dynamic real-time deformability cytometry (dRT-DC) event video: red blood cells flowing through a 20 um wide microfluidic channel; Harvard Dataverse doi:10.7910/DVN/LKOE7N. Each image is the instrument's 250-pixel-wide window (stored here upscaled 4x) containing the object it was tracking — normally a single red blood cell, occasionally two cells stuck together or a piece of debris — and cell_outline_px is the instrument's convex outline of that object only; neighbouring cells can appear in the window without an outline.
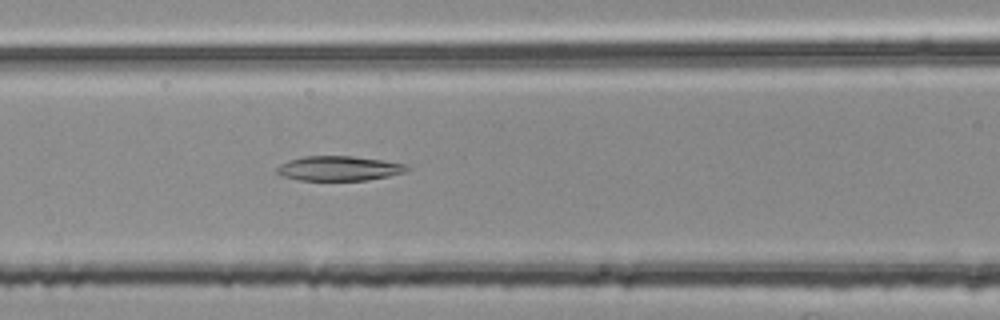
{"species": "common noctule bat (a hibernating species)", "species_latin": "Nyctalus noctula", "temperature_condition": "room temperature", "stored_images_in_passage": 43, "camera_frame_rate_fps": 3000, "um_per_image_px": 0.085, "animal": {"sex": "female", "body_mass_g": 25.1}, "frame": {"image": 1, "passage_image": 12, "time_ms": 3.667, "image_size_px": [1000, 320], "cell_outline_px": [[412, 168], [404, 172], [388, 176], [368, 180], [300, 180], [280, 176], [276, 172], [276, 168], [280, 164], [288, 160], [304, 156], [352, 156], [408, 164]], "centroid_in_image_um": [28.8, 14.31], "position_along_channel_um": 137.8, "area_um2": 18.79}}
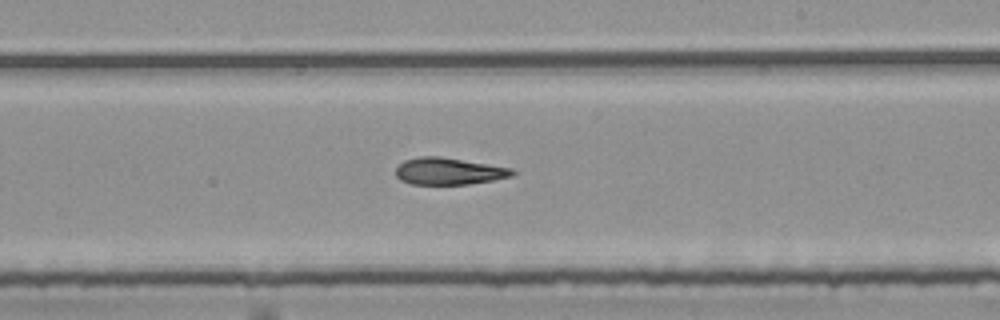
{"frame": {"image": 2, "passage_image": 21, "time_ms": 6.667, "image_size_px": [1000, 320], "cell_outline_px": [[516, 172], [512, 176], [492, 180], [468, 184], [412, 184], [400, 180], [396, 176], [396, 168], [404, 160], [420, 156], [440, 156], [512, 168]], "centroid_in_image_um": [38.13, 14.55], "position_along_channel_um": 250.9, "area_um2": 18.21}}
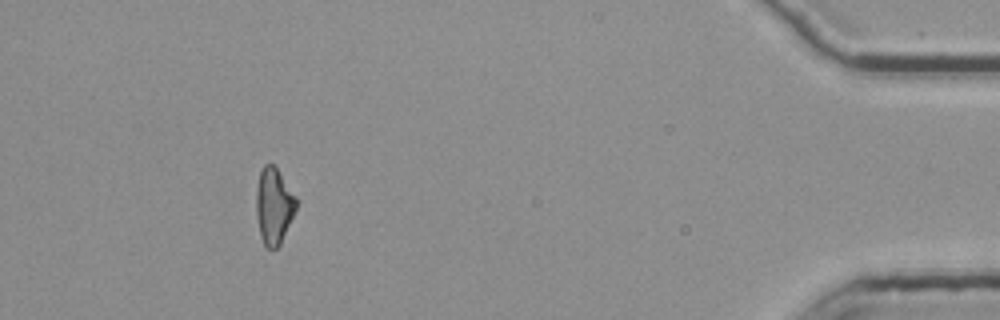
{"frame": {"image": 3, "passage_image": 39, "time_ms": 12.667, "image_size_px": [1000, 320], "cell_outline_px": [[296, 208], [280, 244], [276, 248], [268, 248], [264, 244], [260, 236], [256, 216], [256, 188], [260, 172], [264, 164], [272, 164], [276, 168], [296, 196]], "centroid_in_image_um": [23.25, 17.5], "position_along_channel_um": 411.9, "area_um2": 17.51}, "authors_computed_cell_mechanics": {"area_um2": 18.496, "velocity_mm_per_s": 3.7751, "shape_relaxation_time_tau1_ms": null, "shape_relaxation_time_tau2_ms": 5.1557, "deformation_change_tau1": null, "deformation_change_tau2": 0.1583}}